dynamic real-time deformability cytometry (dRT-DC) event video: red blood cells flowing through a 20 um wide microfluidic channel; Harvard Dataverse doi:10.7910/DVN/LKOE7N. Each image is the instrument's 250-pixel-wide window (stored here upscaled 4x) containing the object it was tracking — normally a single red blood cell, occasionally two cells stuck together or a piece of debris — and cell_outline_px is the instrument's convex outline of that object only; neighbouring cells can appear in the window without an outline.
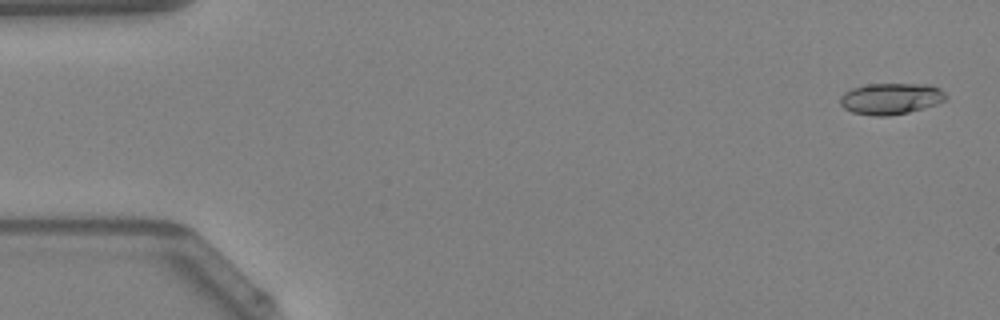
{"species": "Egyptian fruit bat (a non-hibernating species)", "species_latin": "Rousettus aegyptiacus", "temperature_condition": "warm", "stored_images_in_passage": 16, "camera_frame_rate_fps": 3000, "um_per_image_px": 0.085, "animal": {"sex": "female"}, "frame": {"image": 1, "passage_image": 2, "time_ms": 0.333, "image_size_px": [1000, 320], "cell_outline_px": [[948, 96], [944, 100], [936, 104], [924, 108], [908, 112], [888, 116], [876, 116], [852, 112], [844, 108], [840, 104], [840, 96], [844, 92], [852, 88], [868, 84], [928, 84], [940, 88]], "centroid_in_image_um": [75.72, 8.38], "position_along_channel_um": 9.3, "area_um2": 19.31}}
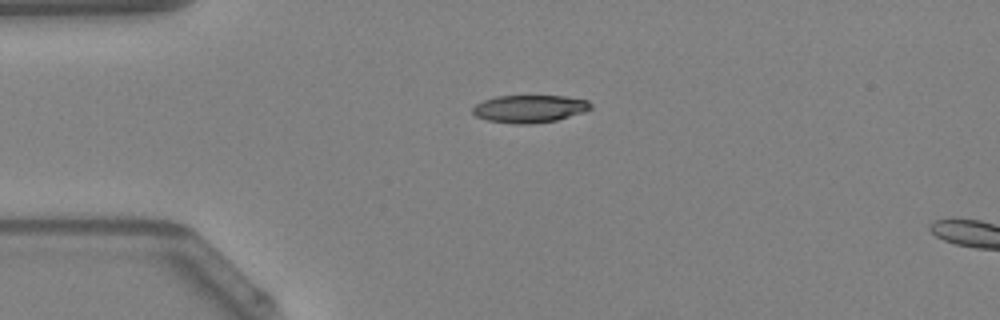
{"frame": {"image": 2, "passage_image": 12, "time_ms": 3.667, "image_size_px": [1000, 320], "cell_outline_px": [[592, 108], [584, 112], [556, 120], [532, 124], [516, 124], [488, 120], [476, 116], [472, 112], [472, 108], [476, 104], [484, 100], [496, 96], [564, 96], [588, 100], [592, 104]], "centroid_in_image_um": [45.03, 9.24], "position_along_channel_um": 40.0, "area_um2": 18.96}}